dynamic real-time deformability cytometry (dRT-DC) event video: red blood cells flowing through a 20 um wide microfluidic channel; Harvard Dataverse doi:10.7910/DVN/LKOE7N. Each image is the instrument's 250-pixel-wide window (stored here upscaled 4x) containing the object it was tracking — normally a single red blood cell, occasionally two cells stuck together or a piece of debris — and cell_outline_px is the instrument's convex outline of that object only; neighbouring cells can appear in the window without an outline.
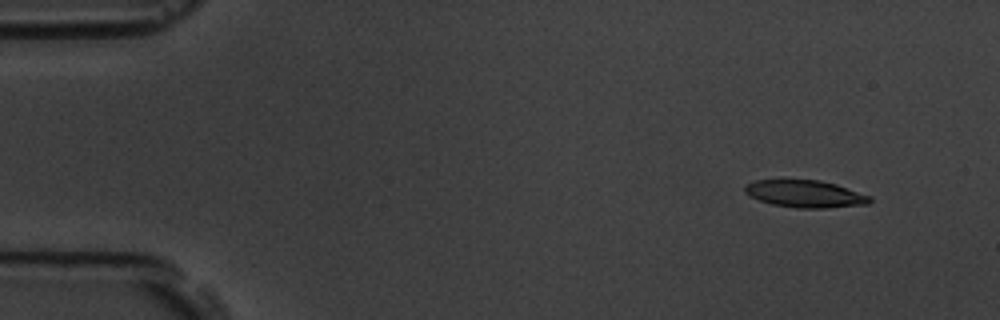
{"species": "common noctule bat (a hibernating species)", "species_latin": "Nyctalus noctula", "temperature_condition": "room temperature", "stored_images_in_passage": 7, "camera_frame_rate_fps": 3000, "um_per_image_px": 0.085, "animal": {"sex": "male", "body_mass_g": 19.5, "forearm_length_mm": 54.6}, "frame": {"image": 1, "passage_image": 2, "time_ms": 1.0, "image_size_px": [1000, 320], "cell_outline_px": [[872, 200], [868, 204], [824, 208], [796, 208], [772, 204], [748, 196], [744, 192], [744, 184], [756, 180], [820, 180], [836, 184], [872, 196]], "centroid_in_image_um": [68.43, 16.47], "position_along_channel_um": 16.6, "area_um2": 19.94}}
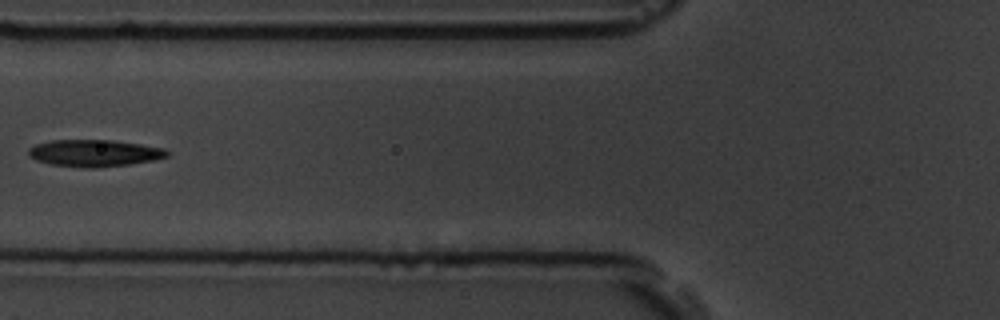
{"frame": {"image": 2, "passage_image": 6, "time_ms": 6.667, "image_size_px": [1000, 320], "cell_outline_px": [[168, 156], [152, 160], [128, 164], [92, 168], [88, 168], [52, 164], [36, 160], [28, 156], [28, 148], [36, 144], [52, 140], [112, 140], [140, 144], [164, 148], [168, 152]], "centroid_in_image_um": [7.99, 13.0], "position_along_channel_um": 117.8, "area_um2": 21.5}}
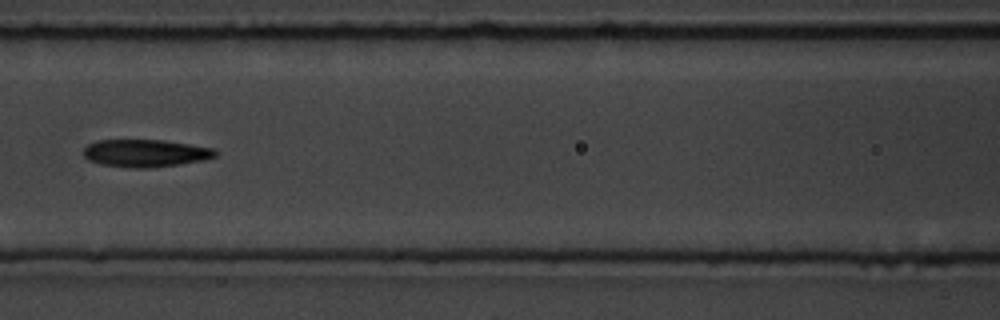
{"frame": {"image": 3, "passage_image": 7, "time_ms": 7.667, "image_size_px": [1000, 320], "cell_outline_px": [[216, 156], [204, 160], [180, 164], [152, 168], [132, 168], [100, 164], [88, 160], [84, 156], [84, 148], [88, 144], [96, 140], [160, 140], [188, 144], [212, 148], [216, 152]], "centroid_in_image_um": [12.33, 13.03], "position_along_channel_um": 154.3, "area_um2": 21.1}}